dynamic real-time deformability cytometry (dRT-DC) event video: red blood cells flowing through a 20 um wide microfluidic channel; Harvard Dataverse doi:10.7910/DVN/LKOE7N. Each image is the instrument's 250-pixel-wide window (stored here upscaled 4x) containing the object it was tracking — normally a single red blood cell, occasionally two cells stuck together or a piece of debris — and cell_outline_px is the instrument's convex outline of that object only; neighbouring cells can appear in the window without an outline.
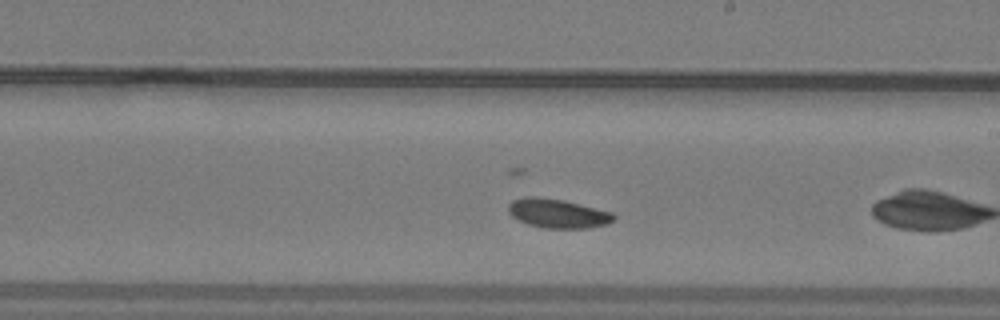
{"species": "common noctule bat (a hibernating species)", "species_latin": "Nyctalus noctula", "temperature_condition": "warm", "stored_images_in_passage": 36, "camera_frame_rate_fps": 3000, "um_per_image_px": 0.085, "animal": {"sex": "male", "body_mass_g": 19.2, "forearm_length_mm": 51.8}, "frame": {"image": 1, "passage_image": 16, "time_ms": 5.0, "image_size_px": [1000, 320], "cell_outline_px": [[616, 220], [608, 224], [588, 228], [544, 228], [528, 224], [512, 216], [508, 212], [508, 204], [512, 200], [524, 196], [536, 196], [564, 200], [612, 212], [616, 216]], "centroid_in_image_um": [47.42, 18.13], "position_along_channel_um": 241.6, "area_um2": 18.03}}